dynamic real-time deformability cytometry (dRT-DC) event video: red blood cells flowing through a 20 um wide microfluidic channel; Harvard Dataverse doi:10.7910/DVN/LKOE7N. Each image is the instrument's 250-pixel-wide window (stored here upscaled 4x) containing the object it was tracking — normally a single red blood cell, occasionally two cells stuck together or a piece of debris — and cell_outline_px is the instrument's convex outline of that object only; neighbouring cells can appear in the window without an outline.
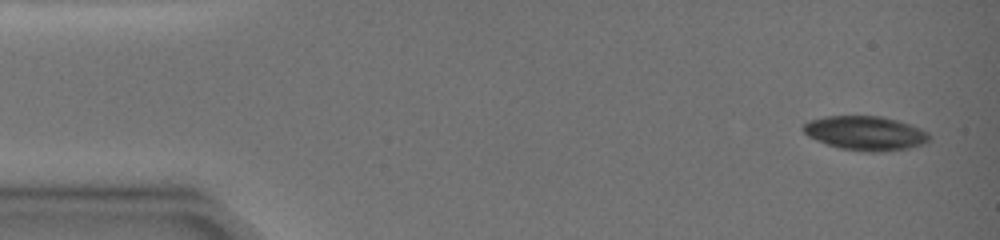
{"species": "common noctule bat (a hibernating species)", "species_latin": "Nyctalus noctula", "temperature_condition": "warm", "stored_images_in_passage": 20, "camera_frame_rate_fps": 3000, "um_per_image_px": 0.085, "animal": {"sex": "female", "body_mass_g": 19.0, "forearm_length_mm": 51.5}, "frame": {"image": 1, "passage_image": 1, "time_ms": 0.0, "image_size_px": [1000, 240], "cell_outline_px": [[928, 140], [920, 144], [908, 148], [872, 152], [840, 148], [816, 140], [808, 136], [800, 128], [808, 120], [824, 116], [880, 116], [896, 120], [908, 124], [928, 132]], "centroid_in_image_um": [73.48, 11.3], "position_along_channel_um": 11.5, "area_um2": 24.68}}
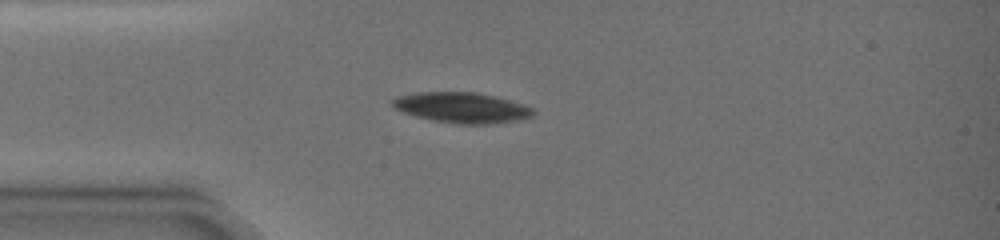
{"frame": {"image": 2, "passage_image": 18, "time_ms": 3.667, "image_size_px": [1000, 240], "cell_outline_px": [[536, 112], [532, 116], [520, 120], [488, 124], [456, 124], [432, 120], [416, 116], [392, 108], [388, 104], [396, 96], [416, 92], [476, 92], [496, 96], [524, 104], [532, 108]], "centroid_in_image_um": [39.23, 9.14], "position_along_channel_um": 45.8, "area_um2": 25.32}}